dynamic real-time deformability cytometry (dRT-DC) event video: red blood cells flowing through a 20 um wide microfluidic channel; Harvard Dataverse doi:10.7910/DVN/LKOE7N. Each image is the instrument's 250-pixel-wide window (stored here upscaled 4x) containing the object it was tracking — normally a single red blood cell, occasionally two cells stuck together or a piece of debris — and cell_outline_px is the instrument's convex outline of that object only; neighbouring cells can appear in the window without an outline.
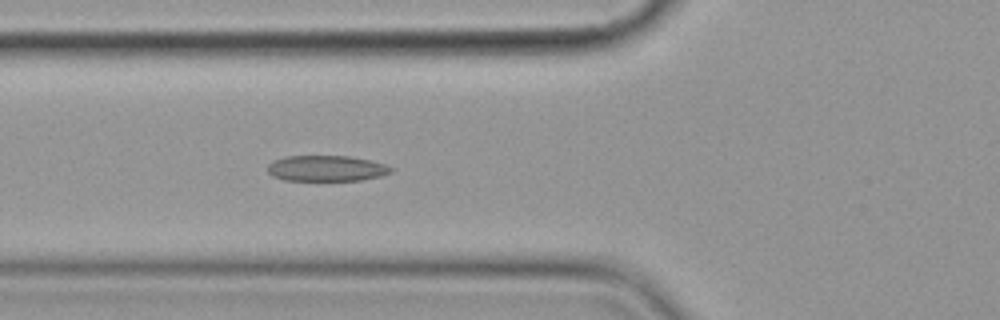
{"species": "common noctule bat (a hibernating species)", "species_latin": "Nyctalus noctula", "temperature_condition": "cold", "stored_images_in_passage": 6, "camera_frame_rate_fps": 3000, "um_per_image_px": 0.085, "animal": {"sex": "female", "body_mass_g": 19.9}, "frame": {"image": 1, "passage_image": 6, "time_ms": 6.667, "image_size_px": [1000, 320], "cell_outline_px": [[396, 168], [392, 172], [380, 176], [360, 180], [284, 180], [272, 176], [268, 172], [268, 164], [272, 160], [284, 156], [352, 156], [384, 164]], "centroid_in_image_um": [27.73, 14.3], "position_along_channel_um": 98.1, "area_um2": 18.61}}